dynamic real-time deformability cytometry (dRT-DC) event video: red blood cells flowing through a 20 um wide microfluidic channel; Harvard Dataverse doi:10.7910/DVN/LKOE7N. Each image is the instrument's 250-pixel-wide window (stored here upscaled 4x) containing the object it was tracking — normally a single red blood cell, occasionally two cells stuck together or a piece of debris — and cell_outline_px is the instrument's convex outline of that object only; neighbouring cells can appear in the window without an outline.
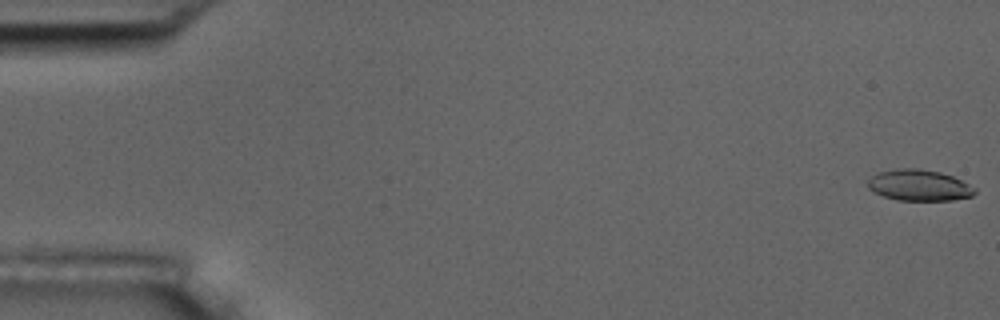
{"species": "common noctule bat (a hibernating species)", "species_latin": "Nyctalus noctula", "temperature_condition": "room temperature", "stored_images_in_passage": 6, "camera_frame_rate_fps": 3000, "um_per_image_px": 0.085, "animal": {"sex": "male", "body_mass_g": 17.5, "forearm_length_mm": 52.3}, "frame": {"image": 1, "passage_image": 1, "time_ms": 0.0, "image_size_px": [1000, 320], "cell_outline_px": [[976, 192], [972, 196], [952, 200], [896, 200], [884, 196], [868, 188], [868, 180], [872, 176], [880, 172], [896, 168], [920, 168], [940, 172], [952, 176], [976, 188]], "centroid_in_image_um": [78.13, 15.74], "position_along_channel_um": 6.9, "area_um2": 19.31}}